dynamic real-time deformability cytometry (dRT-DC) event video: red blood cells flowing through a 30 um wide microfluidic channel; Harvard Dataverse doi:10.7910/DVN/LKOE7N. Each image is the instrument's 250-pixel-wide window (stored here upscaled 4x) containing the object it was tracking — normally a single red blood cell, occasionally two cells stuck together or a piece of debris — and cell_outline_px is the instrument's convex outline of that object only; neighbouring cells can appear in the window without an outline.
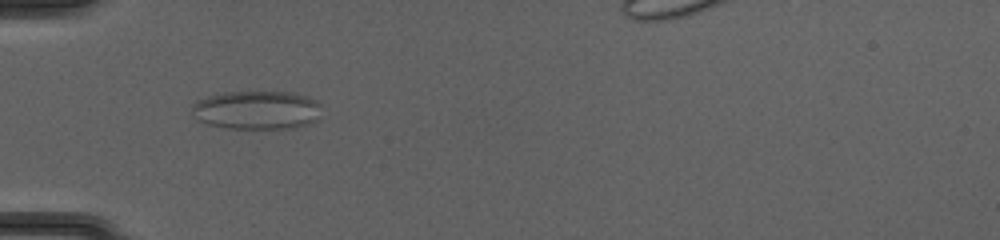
{"species": "common noctule bat (a hibernating species)", "species_latin": "Nyctalus noctula", "temperature_condition": "cold", "stored_images_in_passage": 49, "camera_frame_rate_fps": 3000, "um_per_image_px": 0.085, "animal": {"sex": "female", "body_mass_g": 20.0, "forearm_length_mm": 54.0}, "frame": {"image": 1, "passage_image": 18, "time_ms": 5.667, "image_size_px": [1000, 240], "cell_outline_px": [[320, 104], [316, 120], [308, 124], [296, 128], [224, 128], [208, 124], [196, 120], [192, 116], [192, 104], [196, 100], [208, 96], [224, 92], [296, 92], [308, 96], [316, 100]], "centroid_in_image_um": [21.79, 9.35], "position_along_channel_um": 63.2, "area_um2": 29.42}}
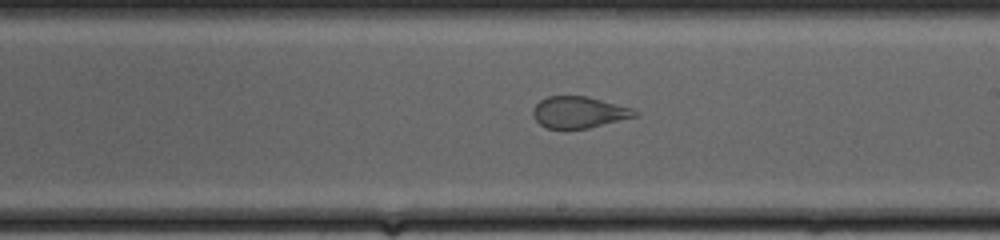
{"frame": {"image": 2, "passage_image": 31, "time_ms": 10.0, "image_size_px": [1000, 240], "cell_outline_px": [[640, 112], [636, 116], [588, 128], [548, 128], [540, 124], [532, 116], [532, 108], [540, 100], [548, 96], [588, 96], [632, 108]], "centroid_in_image_um": [49.19, 9.53], "position_along_channel_um": 239.8, "area_um2": 18.61}}
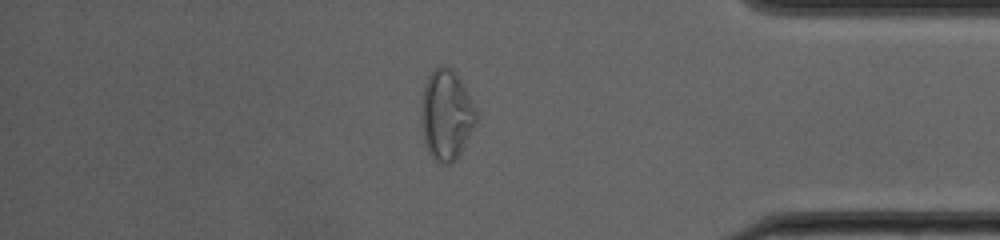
{"frame": {"image": 3, "passage_image": 44, "time_ms": 14.333, "image_size_px": [1000, 240], "cell_outline_px": [[480, 116], [456, 160], [448, 164], [440, 164], [428, 152], [424, 140], [420, 108], [424, 84], [428, 76], [440, 64], [444, 64], [452, 68], [456, 72], [476, 108]], "centroid_in_image_um": [37.95, 9.74], "position_along_channel_um": 397.3, "area_um2": 29.19}}